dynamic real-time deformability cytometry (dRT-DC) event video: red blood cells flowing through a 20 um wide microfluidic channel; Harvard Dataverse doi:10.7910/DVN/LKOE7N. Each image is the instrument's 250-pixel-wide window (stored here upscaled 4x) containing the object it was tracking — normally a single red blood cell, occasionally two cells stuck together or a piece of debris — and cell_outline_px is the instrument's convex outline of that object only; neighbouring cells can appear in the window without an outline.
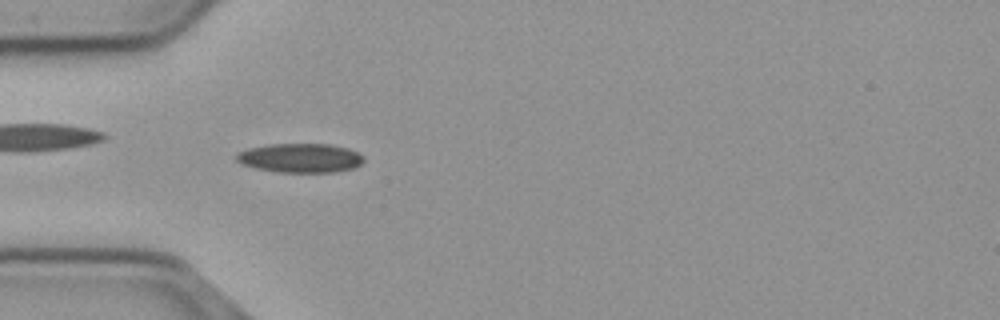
{"species": "common noctule bat (a hibernating species)", "species_latin": "Nyctalus noctula", "temperature_condition": "cold", "stored_images_in_passage": 39, "camera_frame_rate_fps": 3000, "um_per_image_px": 0.085, "animal": {"sex": "male", "body_mass_g": 23.1, "forearm_length_mm": 52.7}, "frame": {"image": 1, "passage_image": 6, "time_ms": 1.667, "image_size_px": [1000, 320], "cell_outline_px": [[364, 160], [360, 164], [352, 168], [336, 172], [276, 172], [256, 168], [244, 164], [236, 160], [236, 152], [248, 148], [268, 144], [332, 144], [348, 148], [364, 156]], "centroid_in_image_um": [25.52, 13.42], "position_along_channel_um": 59.5, "area_um2": 21.68}}
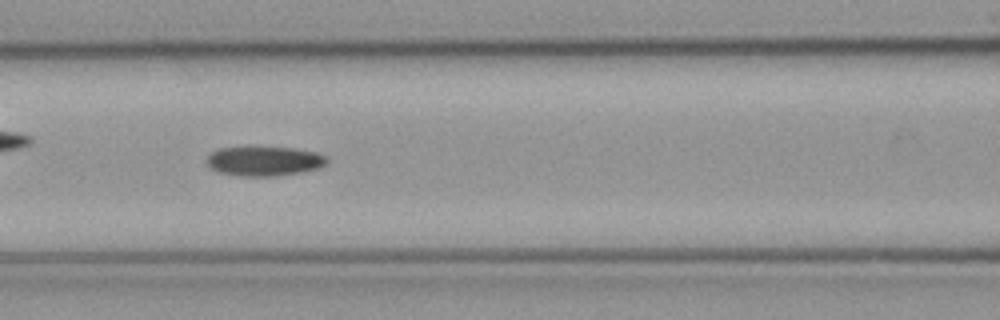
{"frame": {"image": 2, "passage_image": 13, "time_ms": 4.0, "image_size_px": [1000, 320], "cell_outline_px": [[328, 160], [320, 168], [304, 172], [276, 176], [240, 176], [220, 172], [208, 168], [204, 160], [212, 152], [220, 148], [292, 148], [316, 152], [328, 156]], "centroid_in_image_um": [22.46, 13.71], "position_along_channel_um": 144.1, "area_um2": 20.69}}
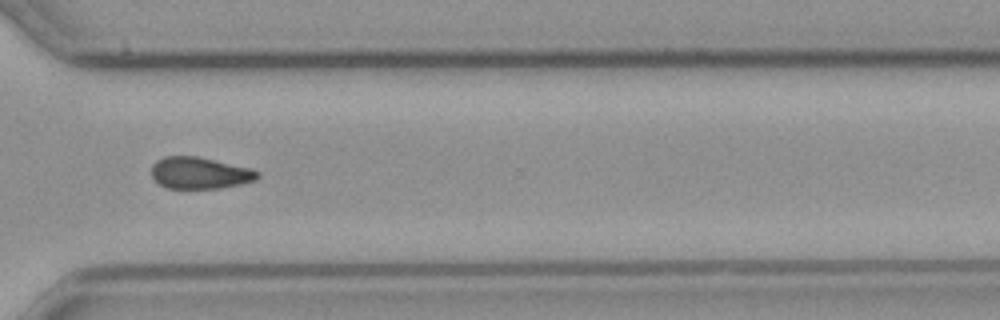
{"frame": {"image": 3, "passage_image": 30, "time_ms": 9.667, "image_size_px": [1000, 320], "cell_outline_px": [[260, 176], [256, 180], [240, 184], [220, 188], [168, 188], [160, 184], [152, 176], [152, 164], [156, 160], [164, 156], [196, 156], [252, 168], [260, 172]], "centroid_in_image_um": [17.0, 14.69], "position_along_channel_um": 353.6, "area_um2": 19.59}}